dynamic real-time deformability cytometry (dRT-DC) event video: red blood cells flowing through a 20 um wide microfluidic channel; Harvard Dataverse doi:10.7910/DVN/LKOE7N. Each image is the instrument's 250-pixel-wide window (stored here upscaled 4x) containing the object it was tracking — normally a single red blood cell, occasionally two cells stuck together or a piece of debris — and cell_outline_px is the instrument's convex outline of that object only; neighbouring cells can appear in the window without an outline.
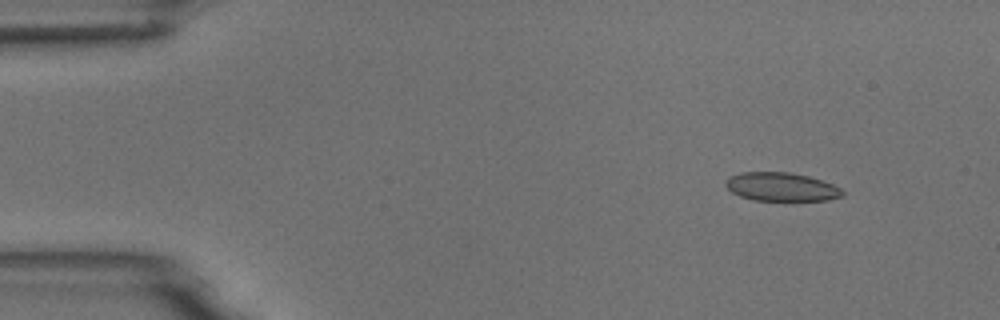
{"species": "common noctule bat (a hibernating species)", "species_latin": "Nyctalus noctula", "temperature_condition": "room temperature", "stored_images_in_passage": 4, "camera_frame_rate_fps": 3000, "um_per_image_px": 0.085, "animal": {"sex": "male", "body_mass_g": 18.8}, "frame": {"image": 1, "passage_image": 2, "time_ms": 1.333, "image_size_px": [1000, 320], "cell_outline_px": [[844, 196], [828, 200], [752, 200], [740, 196], [732, 192], [724, 184], [724, 180], [728, 176], [740, 172], [788, 172], [808, 176], [832, 184], [840, 188], [844, 192]], "centroid_in_image_um": [66.37, 15.88], "position_along_channel_um": 18.6, "area_um2": 19.48}}
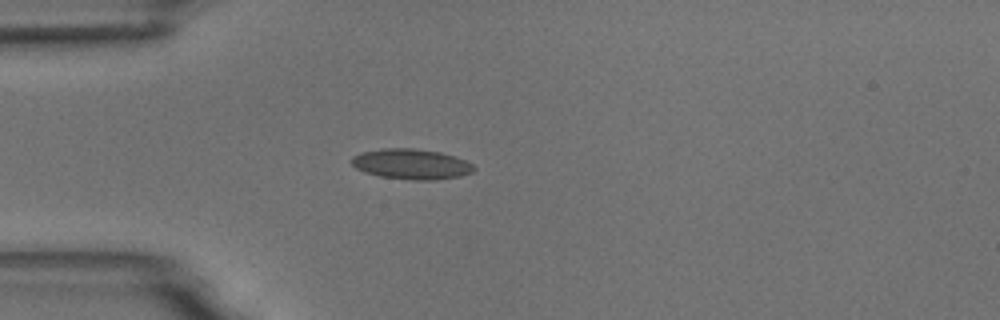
{"frame": {"image": 2, "passage_image": 4, "time_ms": 4.333, "image_size_px": [1000, 320], "cell_outline_px": [[476, 168], [472, 172], [460, 176], [436, 180], [412, 180], [380, 176], [364, 172], [356, 168], [352, 164], [352, 156], [360, 152], [380, 148], [412, 148], [440, 152], [464, 160], [472, 164]], "centroid_in_image_um": [34.93, 13.94], "position_along_channel_um": 50.1, "area_um2": 21.62}}